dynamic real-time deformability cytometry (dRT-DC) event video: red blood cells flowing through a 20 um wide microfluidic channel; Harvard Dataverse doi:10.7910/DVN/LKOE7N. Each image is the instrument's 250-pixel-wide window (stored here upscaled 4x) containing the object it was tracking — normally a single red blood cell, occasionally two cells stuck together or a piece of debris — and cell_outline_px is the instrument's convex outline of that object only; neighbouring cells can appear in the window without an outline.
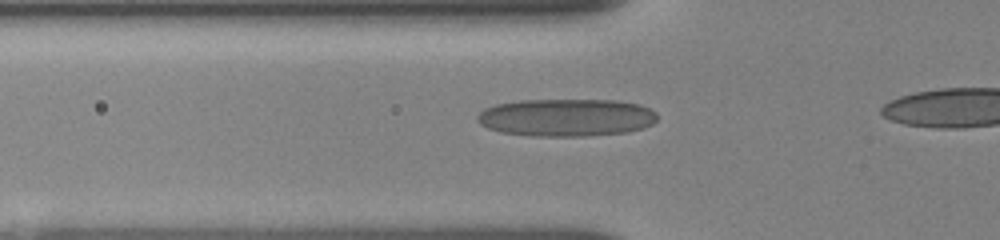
{"species": "human", "species_latin": "Homo sapiens", "temperature_condition": "room temperature", "stored_images_in_passage": 19, "camera_frame_rate_fps": 3000, "um_per_image_px": 0.085, "donor": {"sex": "female"}, "frame": {"image": 1, "passage_image": 2, "time_ms": 0.333, "image_size_px": [1000, 240], "cell_outline_px": [[656, 120], [652, 124], [628, 132], [588, 136], [532, 136], [500, 132], [488, 128], [480, 124], [476, 120], [476, 116], [484, 108], [496, 104], [520, 100], [616, 100], [640, 104], [656, 112]], "centroid_in_image_um": [48.11, 9.99], "position_along_channel_um": 77.7, "area_um2": 39.65}}
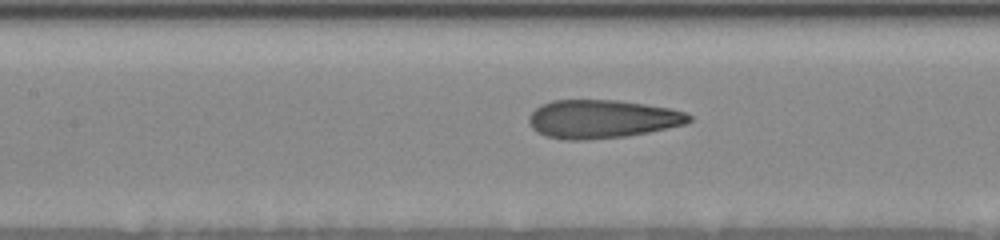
{"frame": {"image": 2, "passage_image": 11, "time_ms": 2.333, "image_size_px": [1000, 240], "cell_outline_px": [[692, 120], [684, 124], [668, 128], [628, 136], [580, 140], [564, 140], [544, 136], [536, 132], [532, 128], [528, 120], [528, 116], [536, 108], [552, 100], [620, 100], [672, 108], [684, 112], [692, 116]], "centroid_in_image_um": [51.17, 10.12], "position_along_channel_um": 156.2, "area_um2": 36.01}}
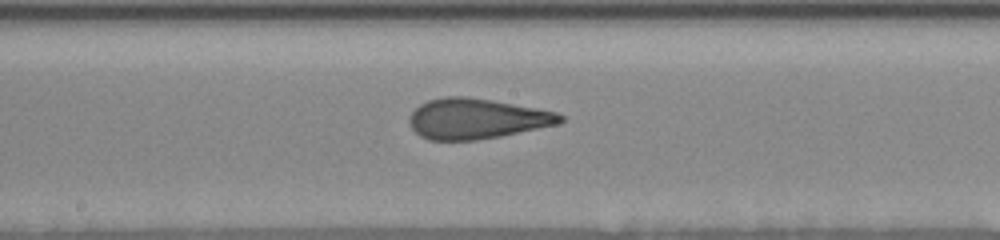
{"frame": {"image": 3, "passage_image": 16, "time_ms": 3.667, "image_size_px": [1000, 240], "cell_outline_px": [[564, 120], [560, 124], [500, 136], [476, 140], [428, 140], [420, 136], [408, 124], [408, 120], [412, 112], [420, 104], [428, 100], [444, 96], [464, 96], [492, 100], [536, 108], [556, 112], [564, 116]], "centroid_in_image_um": [40.5, 10.09], "position_along_channel_um": 207.7, "area_um2": 35.55}}